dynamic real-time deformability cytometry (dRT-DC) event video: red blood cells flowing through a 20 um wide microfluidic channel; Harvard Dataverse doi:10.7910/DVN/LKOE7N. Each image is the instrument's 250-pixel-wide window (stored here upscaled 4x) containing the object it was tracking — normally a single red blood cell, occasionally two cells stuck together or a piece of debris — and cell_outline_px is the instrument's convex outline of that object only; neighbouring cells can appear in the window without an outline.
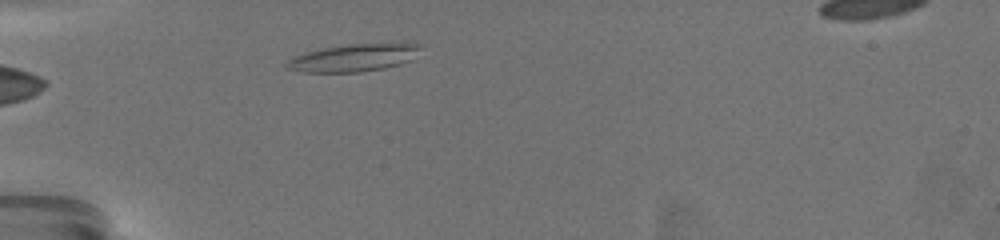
{"species": "common noctule bat (a hibernating species)", "species_latin": "Nyctalus noctula", "temperature_condition": "warm", "stored_images_in_passage": 3, "camera_frame_rate_fps": 3000, "um_per_image_px": 0.085, "animal": {"sex": "female", "body_mass_g": 19.5, "forearm_length_mm": 54.1}, "frame": {"image": 1, "passage_image": 1, "time_ms": 0.0, "image_size_px": [1000, 240], "cell_outline_px": [[424, 44], [412, 60], [400, 64], [384, 68], [360, 72], [304, 72], [284, 68], [284, 64], [288, 60], [296, 56], [308, 52], [324, 48], [352, 44], [400, 40], [404, 40]], "centroid_in_image_um": [30.22, 4.86], "position_along_channel_um": 54.8, "area_um2": 22.2}}